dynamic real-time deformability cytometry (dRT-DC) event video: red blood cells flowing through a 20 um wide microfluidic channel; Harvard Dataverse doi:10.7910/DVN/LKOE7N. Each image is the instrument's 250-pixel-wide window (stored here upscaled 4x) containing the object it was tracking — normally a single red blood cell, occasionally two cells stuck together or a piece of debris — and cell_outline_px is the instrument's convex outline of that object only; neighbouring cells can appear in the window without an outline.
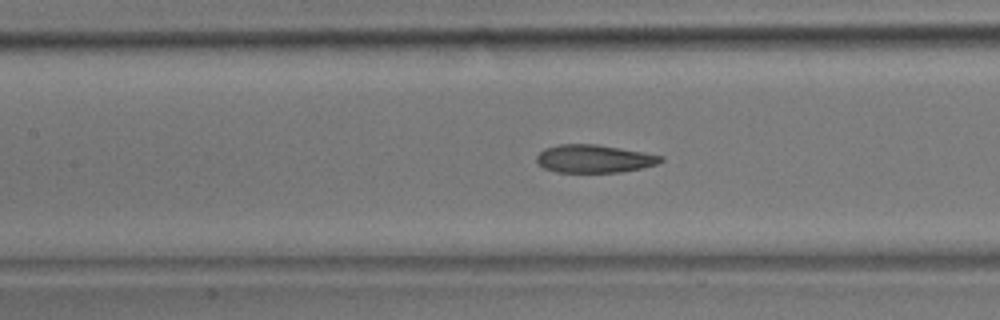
{"species": "common noctule bat (a hibernating species)", "species_latin": "Nyctalus noctula", "temperature_condition": "room temperature", "stored_images_in_passage": 45, "camera_frame_rate_fps": 3000, "um_per_image_px": 0.085, "animal": {"sex": "male", "body_mass_g": 17.9}, "frame": {"image": 1, "passage_image": 20, "time_ms": 6.333, "image_size_px": [1000, 320], "cell_outline_px": [[664, 160], [656, 164], [644, 168], [620, 172], [556, 172], [544, 168], [536, 164], [536, 156], [544, 148], [560, 144], [596, 144], [644, 152], [664, 156]], "centroid_in_image_um": [50.49, 13.49], "position_along_channel_um": 156.9, "area_um2": 20.4}}
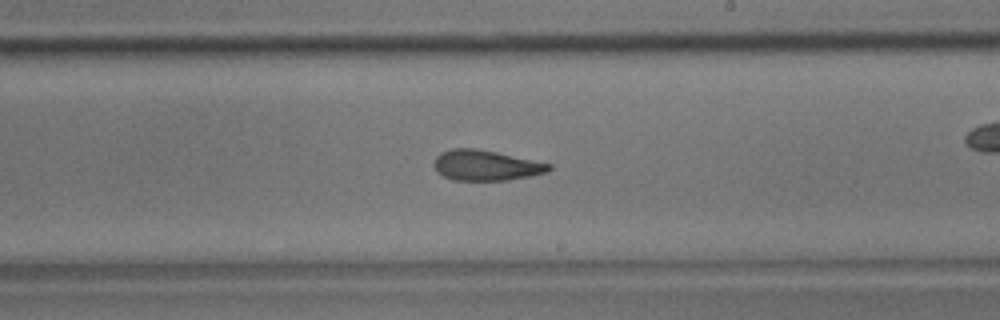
{"frame": {"image": 2, "passage_image": 26, "time_ms": 8.333, "image_size_px": [1000, 320], "cell_outline_px": [[552, 168], [548, 172], [508, 180], [452, 180], [436, 172], [432, 164], [436, 156], [440, 152], [452, 148], [476, 148], [496, 152], [552, 164]], "centroid_in_image_um": [41.26, 14.05], "position_along_channel_um": 247.7, "area_um2": 20.46}}